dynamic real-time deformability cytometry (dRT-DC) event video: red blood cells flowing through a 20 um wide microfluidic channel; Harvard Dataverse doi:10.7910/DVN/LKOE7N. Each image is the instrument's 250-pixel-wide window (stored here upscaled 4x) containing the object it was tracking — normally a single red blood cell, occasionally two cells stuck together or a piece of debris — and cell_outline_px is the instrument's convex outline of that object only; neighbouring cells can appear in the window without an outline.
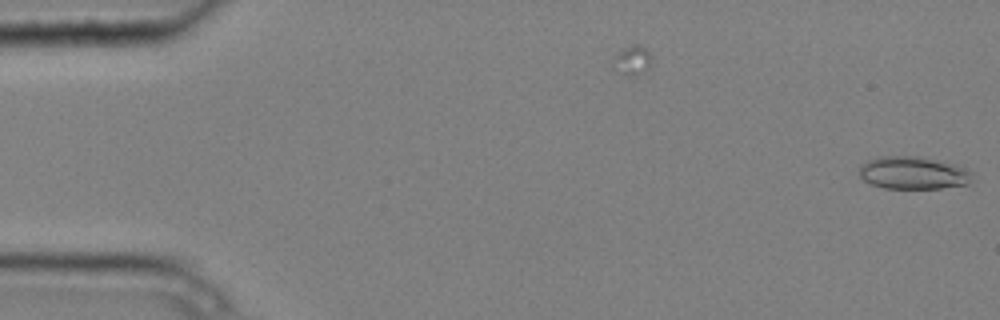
{"species": "common noctule bat (a hibernating species)", "species_latin": "Nyctalus noctula", "temperature_condition": "cold", "stored_images_in_passage": 2, "camera_frame_rate_fps": 3000, "um_per_image_px": 0.085, "animal": {"sex": "male", "body_mass_g": 20.4}, "frame": {"image": 1, "passage_image": 2, "time_ms": 0.333, "image_size_px": [1000, 320], "cell_outline_px": [[972, 180], [968, 184], [940, 188], [884, 188], [872, 184], [864, 180], [860, 176], [860, 164], [876, 156], [920, 156], [956, 164], [972, 172]], "centroid_in_image_um": [77.62, 14.68], "position_along_channel_um": 7.4, "area_um2": 21.62}}